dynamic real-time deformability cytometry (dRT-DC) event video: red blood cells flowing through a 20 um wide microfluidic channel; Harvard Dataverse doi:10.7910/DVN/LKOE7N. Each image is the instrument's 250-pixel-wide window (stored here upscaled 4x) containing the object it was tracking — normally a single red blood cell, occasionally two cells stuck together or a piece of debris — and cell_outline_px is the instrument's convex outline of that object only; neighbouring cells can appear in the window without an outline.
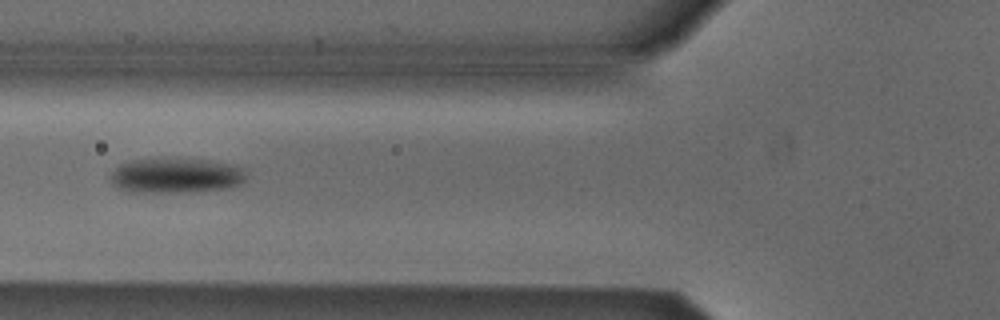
{"species": "Egyptian fruit bat (a non-hibernating species)", "species_latin": "Rousettus aegyptiacus", "temperature_condition": "cold", "stored_images_in_passage": 5, "camera_frame_rate_fps": 3000, "um_per_image_px": 0.085, "animal": {"sex": "male"}, "frame": {"image": 1, "passage_image": 5, "time_ms": 4.667, "image_size_px": [1000, 320], "cell_outline_px": [[248, 172], [244, 180], [240, 184], [228, 188], [188, 192], [128, 192], [112, 184], [108, 176], [120, 164], [132, 160], [160, 156], [180, 156], [212, 160], [232, 164], [244, 168]], "centroid_in_image_um": [14.96, 14.87], "position_along_channel_um": 110.8, "area_um2": 29.02}}